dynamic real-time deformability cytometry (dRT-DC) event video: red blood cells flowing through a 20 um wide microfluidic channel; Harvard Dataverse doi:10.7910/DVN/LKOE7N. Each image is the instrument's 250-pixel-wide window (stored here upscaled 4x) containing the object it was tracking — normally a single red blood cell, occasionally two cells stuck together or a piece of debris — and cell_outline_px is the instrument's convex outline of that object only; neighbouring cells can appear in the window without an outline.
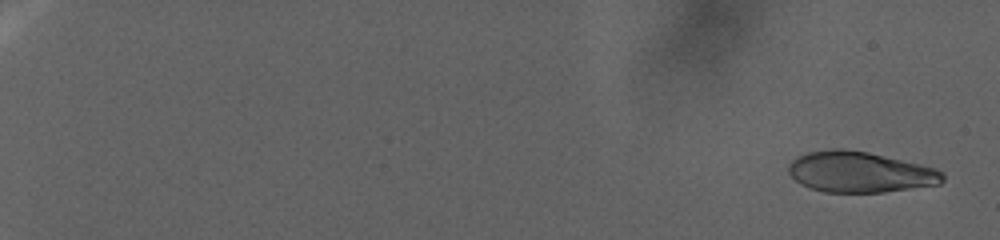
{"species": "human", "species_latin": "Homo sapiens", "temperature_condition": "warm", "stored_images_in_passage": 104, "camera_frame_rate_fps": 3000, "um_per_image_px": 0.085, "donor": {"sex": "female"}, "frame": {"image": 1, "passage_image": 11, "time_ms": 1.667, "image_size_px": [1000, 240], "cell_outline_px": [[944, 180], [940, 184], [884, 192], [824, 192], [812, 188], [796, 180], [788, 172], [788, 164], [796, 156], [808, 152], [832, 148], [844, 148], [868, 152], [936, 168], [944, 172]], "centroid_in_image_um": [73.09, 14.61], "position_along_channel_um": 11.9, "area_um2": 36.59}}
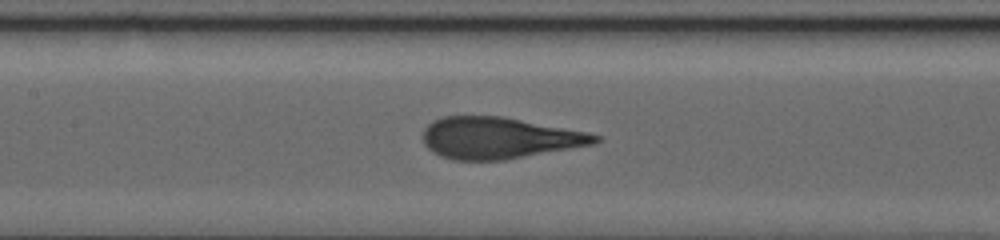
{"frame": {"image": 2, "passage_image": 84, "time_ms": 28.0, "image_size_px": [1000, 240], "cell_outline_px": [[604, 140], [596, 144], [504, 160], [452, 160], [440, 156], [432, 152], [424, 144], [424, 128], [432, 120], [444, 116], [504, 116], [588, 132], [600, 136]], "centroid_in_image_um": [42.45, 11.72], "position_along_channel_um": 165.0, "area_um2": 41.96}}
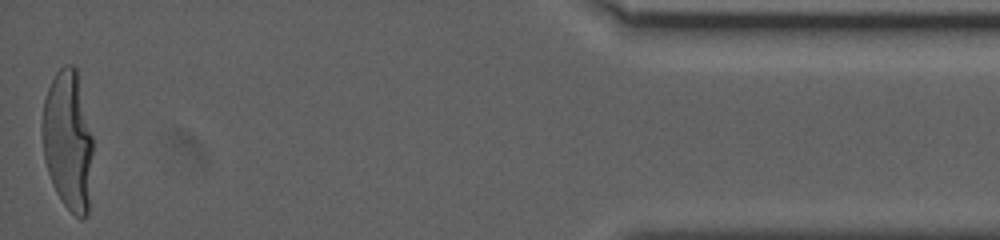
{"frame": {"image": 3, "passage_image": 104, "time_ms": 49.333, "image_size_px": [1000, 240], "cell_outline_px": [[92, 152], [88, 212], [80, 220], [64, 204], [56, 192], [52, 184], [44, 160], [40, 128], [44, 100], [48, 88], [56, 72], [64, 64], [72, 64], [76, 68], [92, 136]], "centroid_in_image_um": [5.75, 11.93], "position_along_channel_um": 429.5, "area_um2": 41.27}}